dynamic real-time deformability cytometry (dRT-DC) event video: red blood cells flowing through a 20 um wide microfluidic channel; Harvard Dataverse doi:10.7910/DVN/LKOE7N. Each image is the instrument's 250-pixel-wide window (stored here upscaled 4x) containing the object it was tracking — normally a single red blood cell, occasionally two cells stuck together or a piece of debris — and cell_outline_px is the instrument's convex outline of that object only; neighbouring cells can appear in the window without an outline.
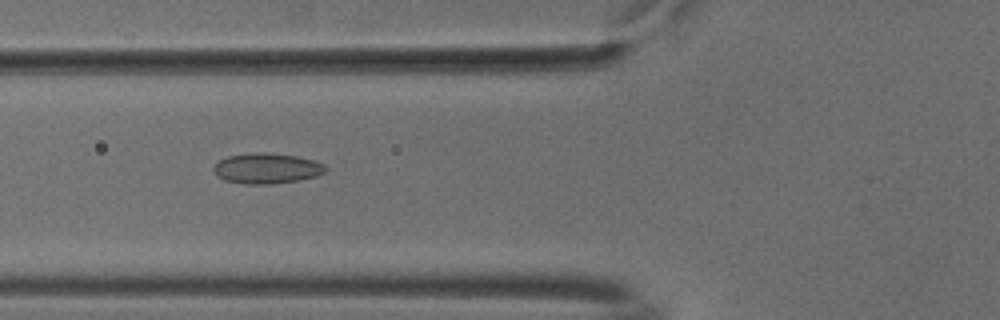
{"species": "common noctule bat (a hibernating species)", "species_latin": "Nyctalus noctula", "temperature_condition": "cold", "stored_images_in_passage": 45, "camera_frame_rate_fps": 3000, "um_per_image_px": 0.085, "animal": {"sex": "male", "body_mass_g": 18.8}, "frame": {"image": 1, "passage_image": 12, "time_ms": 3.667, "image_size_px": [1000, 320], "cell_outline_px": [[328, 168], [324, 172], [316, 176], [300, 180], [272, 184], [244, 184], [224, 180], [216, 176], [212, 168], [220, 160], [228, 156], [256, 152], [264, 152], [296, 156], [312, 160], [324, 164]], "centroid_in_image_um": [22.66, 14.32], "position_along_channel_um": 103.1, "area_um2": 19.88}}
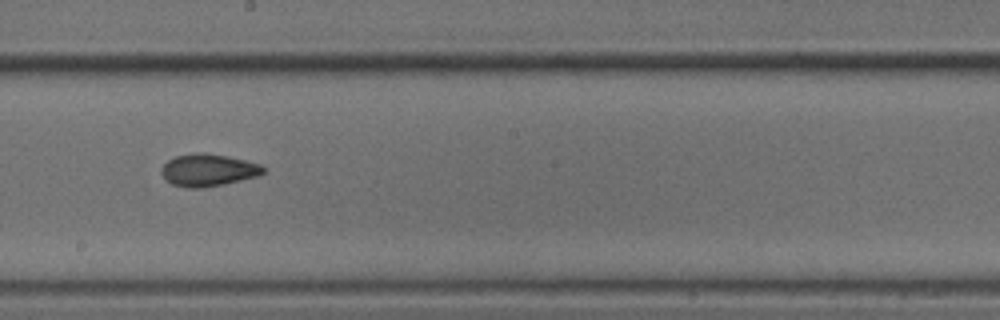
{"frame": {"image": 2, "passage_image": 22, "time_ms": 7.0, "image_size_px": [1000, 320], "cell_outline_px": [[264, 172], [260, 176], [224, 184], [200, 188], [188, 188], [172, 184], [160, 172], [160, 168], [168, 160], [176, 156], [196, 152], [204, 152], [228, 156], [260, 164], [264, 168]], "centroid_in_image_um": [17.7, 14.45], "position_along_channel_um": 230.5, "area_um2": 19.19}}
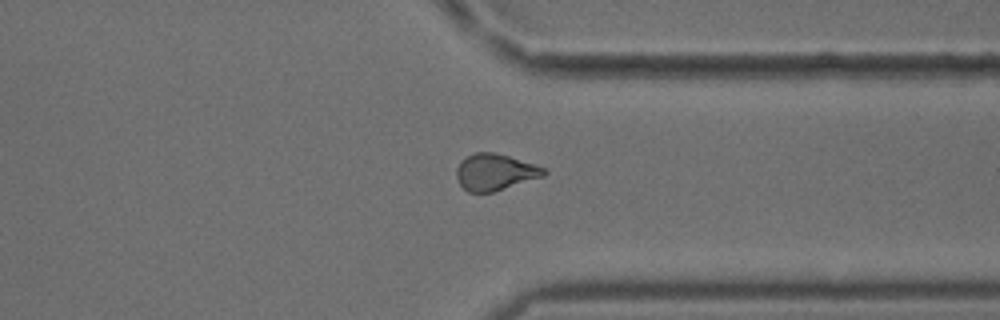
{"frame": {"image": 3, "passage_image": 33, "time_ms": 10.667, "image_size_px": [1000, 320], "cell_outline_px": [[548, 172], [544, 176], [492, 192], [468, 192], [460, 184], [456, 176], [456, 168], [460, 160], [476, 152], [492, 152], [508, 156], [544, 168]], "centroid_in_image_um": [42.04, 14.63], "position_along_channel_um": 369.4, "area_um2": 18.32}, "authors_computed_cell_mechanics": {"area_um2": 18.6694, "velocity_mm_per_s": 3.7971, "shape_relaxation_time_tau1_ms": 8.784, "shape_relaxation_time_tau2_ms": 2.528, "deformation_change_tau1": 0.1095, "deformation_change_tau2": 0.0787}}